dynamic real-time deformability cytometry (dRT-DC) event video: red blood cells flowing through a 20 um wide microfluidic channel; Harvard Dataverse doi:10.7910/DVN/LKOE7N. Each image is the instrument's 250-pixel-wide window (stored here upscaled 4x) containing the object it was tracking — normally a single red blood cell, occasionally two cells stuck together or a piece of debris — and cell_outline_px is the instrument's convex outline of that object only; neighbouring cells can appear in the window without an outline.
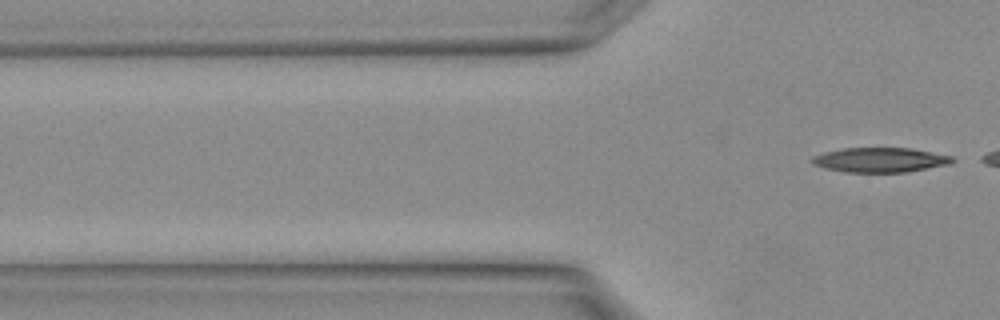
{"species": "Egyptian fruit bat (a non-hibernating species)", "species_latin": "Rousettus aegyptiacus", "temperature_condition": "warm", "stored_images_in_passage": 3, "segment_of_instrument_passage": [2, 2], "camera_frame_rate_fps": 3000, "um_per_image_px": 0.085, "animal": {"sex": "female"}, "frame": {"image": 1, "passage_image": 3, "time_ms": 0.667, "image_size_px": [1000, 320], "cell_outline_px": [[956, 160], [948, 164], [928, 168], [904, 172], [844, 172], [824, 168], [812, 164], [812, 156], [824, 152], [844, 148], [912, 148], [952, 156]], "centroid_in_image_um": [74.79, 13.59], "position_along_channel_um": 51.0, "area_um2": 20.11}}